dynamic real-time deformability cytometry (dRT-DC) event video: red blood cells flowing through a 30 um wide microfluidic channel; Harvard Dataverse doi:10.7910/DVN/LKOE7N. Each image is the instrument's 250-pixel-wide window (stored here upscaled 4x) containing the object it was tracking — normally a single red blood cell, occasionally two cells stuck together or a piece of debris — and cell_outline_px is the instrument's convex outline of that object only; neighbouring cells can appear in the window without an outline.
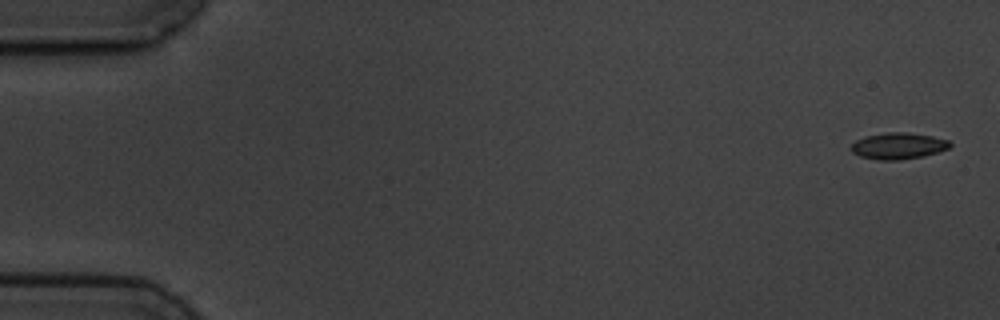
{"species": "common noctule bat (a hibernating species)", "species_latin": "Nyctalus noctula", "temperature_condition": "cold", "stored_images_in_passage": 9, "camera_frame_rate_fps": 3000, "um_per_image_px": 0.085, "animal": {"sex": "male", "body_mass_g": 19.5, "forearm_length_mm": 54.6}, "frame": {"image": 1, "passage_image": 1, "time_ms": 0.0, "image_size_px": [1000, 320], "cell_outline_px": [[952, 144], [948, 148], [924, 156], [900, 160], [880, 160], [860, 156], [852, 152], [852, 144], [856, 140], [864, 136], [888, 132], [908, 132], [932, 136], [948, 140]], "centroid_in_image_um": [76.35, 12.39], "position_along_channel_um": 8.7, "area_um2": 15.14}}
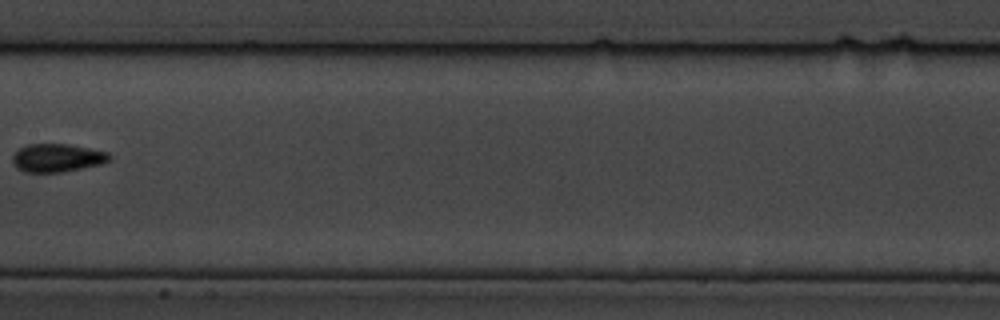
{"frame": {"image": 2, "passage_image": 8, "time_ms": 9.333, "image_size_px": [1000, 320], "cell_outline_px": [[112, 156], [104, 164], [60, 172], [24, 172], [16, 168], [12, 164], [12, 156], [20, 148], [28, 144], [68, 144], [108, 152]], "centroid_in_image_um": [4.85, 13.42], "position_along_channel_um": 202.6, "area_um2": 15.95}}
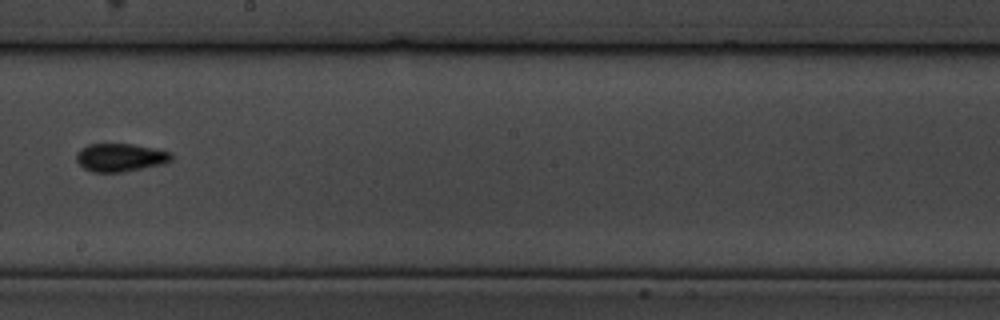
{"frame": {"image": 3, "passage_image": 9, "time_ms": 10.333, "image_size_px": [1000, 320], "cell_outline_px": [[172, 160], [160, 164], [124, 172], [92, 172], [84, 168], [76, 160], [76, 152], [80, 148], [88, 144], [132, 144], [172, 152]], "centroid_in_image_um": [10.19, 13.38], "position_along_channel_um": 238.0, "area_um2": 15.49}}